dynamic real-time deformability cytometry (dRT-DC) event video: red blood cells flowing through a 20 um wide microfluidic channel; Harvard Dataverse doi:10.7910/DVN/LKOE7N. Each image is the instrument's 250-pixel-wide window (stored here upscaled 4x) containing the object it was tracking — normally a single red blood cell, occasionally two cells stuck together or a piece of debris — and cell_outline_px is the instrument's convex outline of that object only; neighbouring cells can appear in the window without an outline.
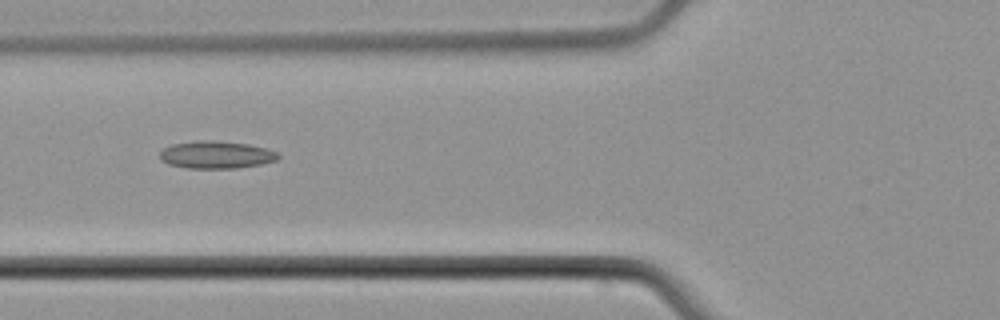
{"species": "common noctule bat (a hibernating species)", "species_latin": "Nyctalus noctula", "temperature_condition": "cold", "stored_images_in_passage": 4, "camera_frame_rate_fps": 3000, "um_per_image_px": 0.085, "animal": {"sex": "male", "body_mass_g": 21.5, "forearm_length_mm": 52.0}, "frame": {"image": 1, "passage_image": 3, "time_ms": 2.333, "image_size_px": [1000, 320], "cell_outline_px": [[280, 156], [276, 160], [260, 164], [236, 168], [188, 168], [168, 164], [160, 160], [160, 152], [164, 148], [172, 144], [196, 140], [212, 140], [248, 144], [264, 148], [276, 152]], "centroid_in_image_um": [18.33, 13.15], "position_along_channel_um": 107.5, "area_um2": 18.84}}
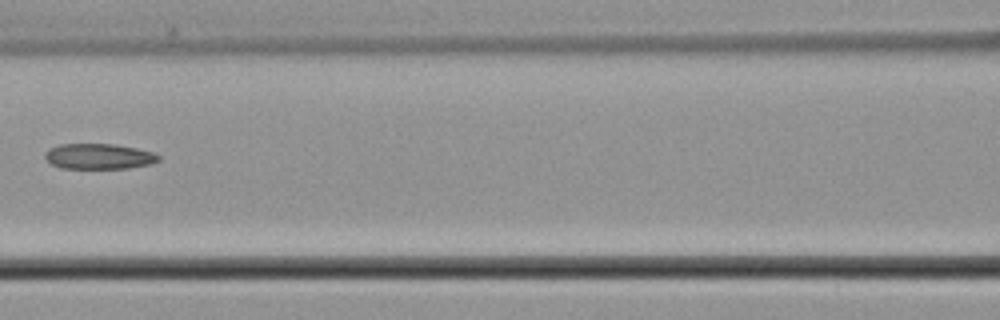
{"frame": {"image": 2, "passage_image": 4, "time_ms": 3.667, "image_size_px": [1000, 320], "cell_outline_px": [[160, 160], [148, 164], [128, 168], [60, 168], [52, 164], [44, 156], [44, 152], [48, 148], [60, 144], [116, 144], [136, 148], [152, 152], [160, 156]], "centroid_in_image_um": [8.37, 13.28], "position_along_channel_um": 158.2, "area_um2": 16.82}}